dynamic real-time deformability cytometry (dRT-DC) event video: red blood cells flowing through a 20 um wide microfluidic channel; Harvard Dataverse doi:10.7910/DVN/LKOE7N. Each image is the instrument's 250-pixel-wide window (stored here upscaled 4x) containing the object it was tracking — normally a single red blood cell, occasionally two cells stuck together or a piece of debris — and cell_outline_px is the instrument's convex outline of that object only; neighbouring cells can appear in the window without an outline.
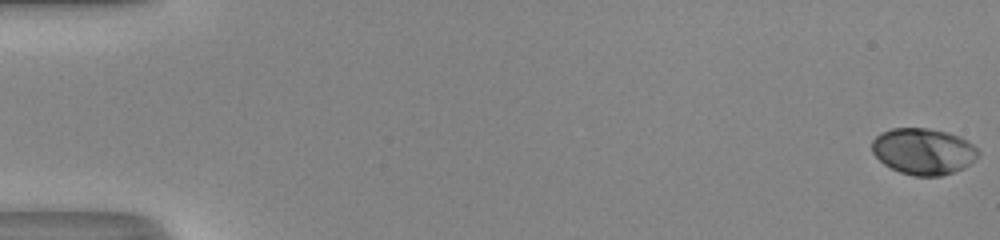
{"species": "human", "species_latin": "Homo sapiens", "temperature_condition": "room temperature", "stored_images_in_passage": 52, "camera_frame_rate_fps": 3000, "um_per_image_px": 0.085, "donor": {"sex": "male"}, "frame": {"image": 1, "passage_image": 1, "time_ms": 0.0, "image_size_px": [1000, 240], "cell_outline_px": [[980, 152], [976, 160], [964, 168], [940, 176], [912, 176], [900, 172], [884, 164], [872, 152], [872, 140], [880, 132], [892, 128], [928, 128], [948, 132], [960, 136], [968, 140]], "centroid_in_image_um": [78.5, 12.86], "position_along_channel_um": 6.5, "area_um2": 28.9}}
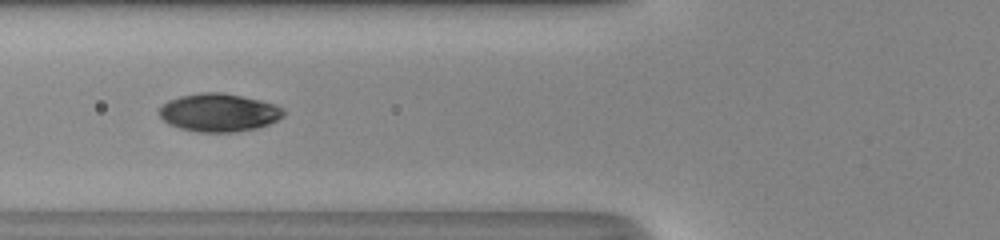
{"frame": {"image": 2, "passage_image": 22, "time_ms": 7.0, "image_size_px": [1000, 240], "cell_outline_px": [[284, 116], [268, 124], [256, 128], [236, 132], [196, 132], [180, 128], [168, 124], [156, 112], [168, 100], [180, 96], [200, 92], [220, 92], [260, 100], [276, 104], [284, 108]], "centroid_in_image_um": [18.59, 9.57], "position_along_channel_um": 107.2, "area_um2": 27.69}}
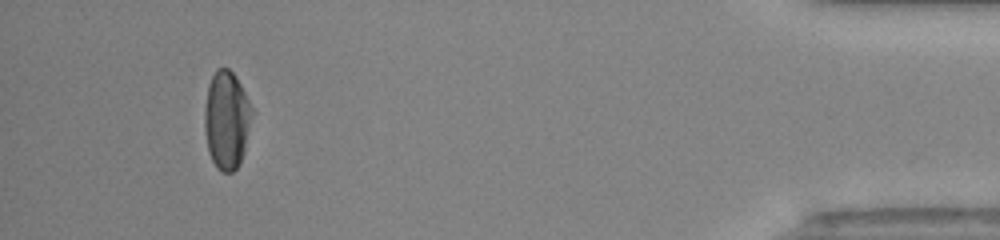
{"frame": {"image": 3, "passage_image": 49, "time_ms": 16.0, "image_size_px": [1000, 240], "cell_outline_px": [[256, 112], [244, 152], [240, 164], [232, 172], [220, 172], [216, 168], [208, 152], [204, 128], [204, 108], [208, 84], [216, 68], [228, 68], [236, 76]], "centroid_in_image_um": [19.29, 10.2], "position_along_channel_um": 415.9, "area_um2": 28.03}, "authors_computed_cell_mechanics": {"area_um2": 27.744, "velocity_mm_per_s": 4.1557, "shape_relaxation_time_tau1_ms": 3.2311, "shape_relaxation_time_tau2_ms": 0.8645, "deformation_change_tau1": 0.1623, "deformation_change_tau2": 0.0313}}